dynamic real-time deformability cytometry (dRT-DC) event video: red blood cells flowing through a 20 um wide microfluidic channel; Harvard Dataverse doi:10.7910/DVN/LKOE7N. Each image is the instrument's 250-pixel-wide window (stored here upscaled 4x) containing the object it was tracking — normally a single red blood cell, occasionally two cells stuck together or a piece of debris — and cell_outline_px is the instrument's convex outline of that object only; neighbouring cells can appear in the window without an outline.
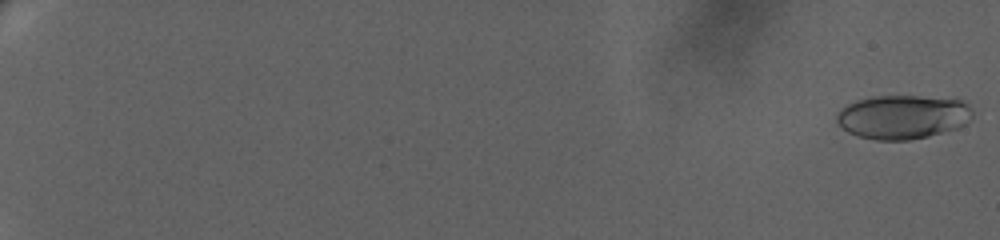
{"species": "human", "species_latin": "Homo sapiens", "temperature_condition": "warm", "stored_images_in_passage": 70, "camera_frame_rate_fps": 3000, "um_per_image_px": 0.085, "donor": {"sex": "female"}, "frame": {"image": 1, "passage_image": 1, "time_ms": 0.0, "image_size_px": [1000, 240], "cell_outline_px": [[972, 116], [968, 124], [956, 128], [928, 136], [908, 140], [876, 140], [856, 136], [848, 132], [836, 120], [836, 112], [840, 108], [856, 100], [872, 96], [920, 96], [960, 100], [968, 104], [972, 108]], "centroid_in_image_um": [76.72, 9.93], "position_along_channel_um": 8.3, "area_um2": 34.91}}
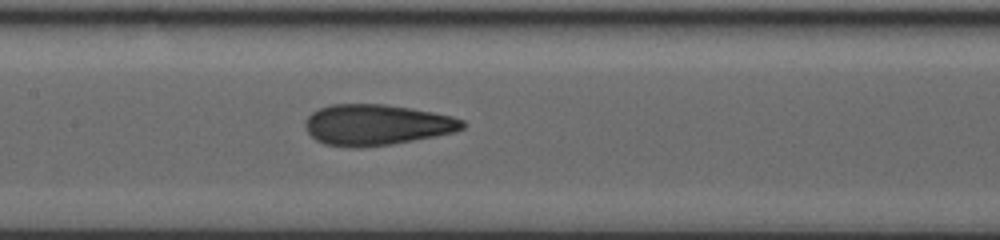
{"frame": {"image": 2, "passage_image": 40, "time_ms": 13.0, "image_size_px": [1000, 240], "cell_outline_px": [[464, 128], [452, 132], [436, 136], [392, 144], [360, 148], [352, 148], [324, 144], [316, 140], [308, 132], [304, 124], [308, 116], [312, 112], [320, 108], [332, 104], [384, 104], [412, 108], [452, 116], [464, 120]], "centroid_in_image_um": [31.99, 10.61], "position_along_channel_um": 175.4, "area_um2": 37.45}}
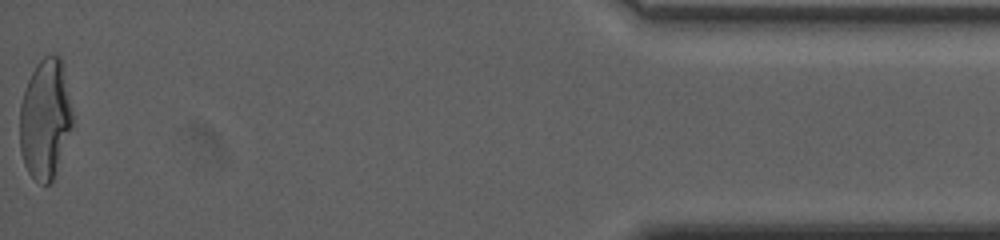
{"frame": {"image": 3, "passage_image": 70, "time_ms": 23.0, "image_size_px": [1000, 240], "cell_outline_px": [[72, 124], [52, 180], [48, 184], [40, 184], [28, 172], [24, 164], [20, 152], [20, 104], [28, 80], [36, 64], [44, 56], [60, 56], [72, 112]], "centroid_in_image_um": [3.81, 10.12], "position_along_channel_um": 431.4, "area_um2": 36.01}, "authors_computed_cell_mechanics": {"area_um2": 35.7204, "velocity_mm_per_s": 3.2313, "shape_relaxation_time_tau1_ms": 10.6888, "shape_relaxation_time_tau2_ms": 1.2778, "deformation_change_tau1": 0.311, "deformation_change_tau2": 0.0801}}